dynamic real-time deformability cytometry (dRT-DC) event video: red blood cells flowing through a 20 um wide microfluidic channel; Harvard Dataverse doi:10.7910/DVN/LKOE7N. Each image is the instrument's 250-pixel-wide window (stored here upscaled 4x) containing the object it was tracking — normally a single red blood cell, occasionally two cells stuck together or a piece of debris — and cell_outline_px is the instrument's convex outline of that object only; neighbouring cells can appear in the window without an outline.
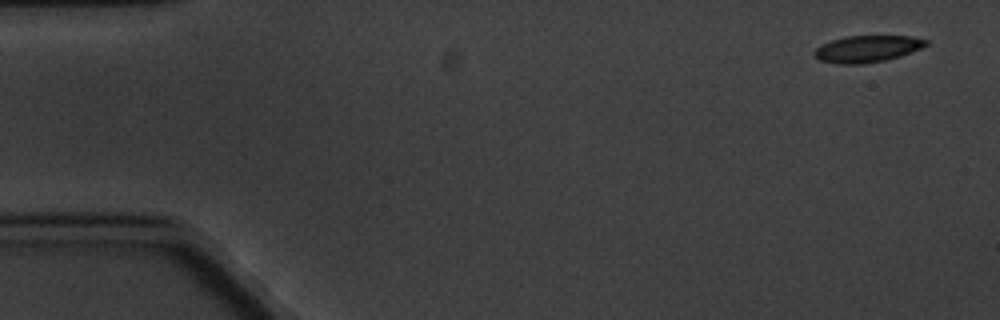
{"species": "common noctule bat (a hibernating species)", "species_latin": "Nyctalus noctula", "temperature_condition": "cold", "stored_images_in_passage": 9, "camera_frame_rate_fps": 3000, "um_per_image_px": 0.085, "animal": {"sex": "male", "body_mass_g": 20.1, "forearm_length_mm": 53.5}, "frame": {"image": 1, "passage_image": 1, "time_ms": 0.0, "image_size_px": [1000, 320], "cell_outline_px": [[928, 44], [920, 48], [900, 56], [884, 60], [860, 64], [840, 64], [820, 60], [812, 56], [812, 52], [820, 44], [844, 36], [912, 36], [928, 40]], "centroid_in_image_um": [73.66, 4.14], "position_along_channel_um": 11.3, "area_um2": 17.4}}
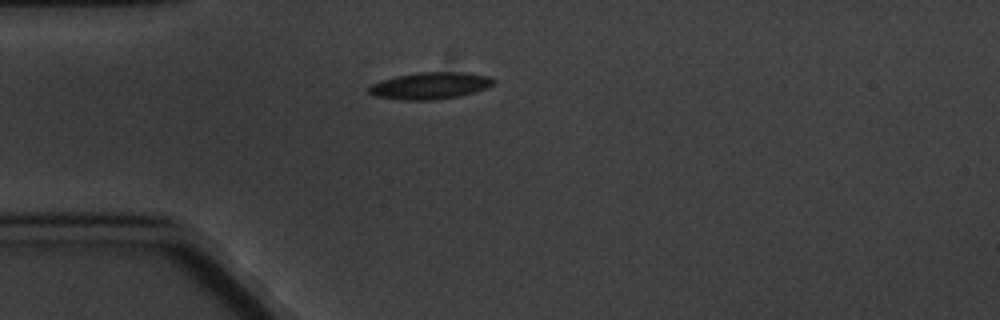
{"frame": {"image": 2, "passage_image": 4, "time_ms": 4.333, "image_size_px": [1000, 320], "cell_outline_px": [[496, 80], [488, 88], [460, 96], [436, 100], [404, 100], [376, 96], [368, 92], [368, 84], [380, 80], [396, 76], [420, 72], [468, 72], [488, 76]], "centroid_in_image_um": [36.55, 7.28], "position_along_channel_um": 48.4, "area_um2": 19.71}}